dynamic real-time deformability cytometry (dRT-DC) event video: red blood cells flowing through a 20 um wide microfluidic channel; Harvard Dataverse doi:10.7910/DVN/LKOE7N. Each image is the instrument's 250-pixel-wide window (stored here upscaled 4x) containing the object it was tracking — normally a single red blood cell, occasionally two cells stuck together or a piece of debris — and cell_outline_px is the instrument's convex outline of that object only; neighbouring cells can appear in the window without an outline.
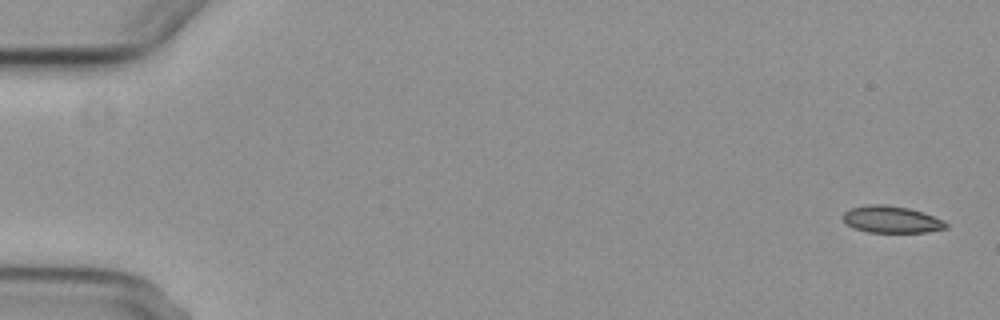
{"species": "common noctule bat (a hibernating species)", "species_latin": "Nyctalus noctula", "temperature_condition": "cold", "stored_images_in_passage": 7, "camera_frame_rate_fps": 3000, "um_per_image_px": 0.085, "animal": {"sex": "female", "body_mass_g": 29.2, "forearm_length_mm": 56.3}, "frame": {"image": 1, "passage_image": 1, "time_ms": 0.0, "image_size_px": [1000, 320], "cell_outline_px": [[948, 228], [928, 232], [868, 232], [852, 228], [844, 220], [844, 212], [852, 208], [868, 204], [888, 204], [908, 208], [924, 212], [944, 220], [948, 224]], "centroid_in_image_um": [75.82, 18.65], "position_along_channel_um": 9.2, "area_um2": 16.24}}
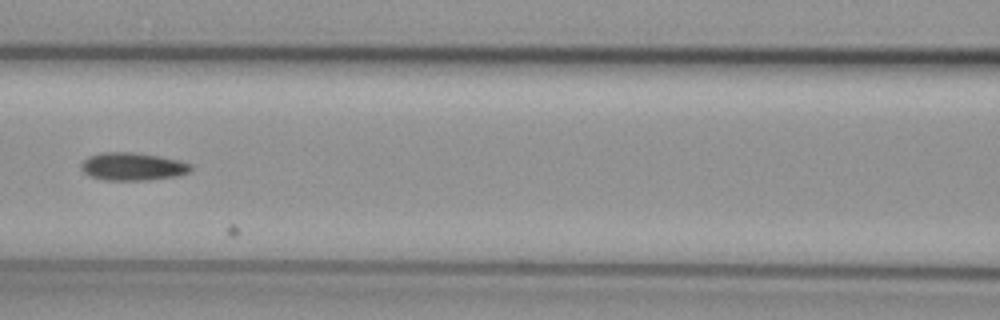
{"frame": {"image": 2, "passage_image": 6, "time_ms": 8.0, "image_size_px": [1000, 320], "cell_outline_px": [[192, 168], [188, 172], [176, 176], [148, 180], [104, 180], [88, 176], [80, 168], [80, 164], [88, 156], [100, 152], [132, 152], [160, 156], [180, 160], [192, 164]], "centroid_in_image_um": [11.25, 14.15], "position_along_channel_um": 155.4, "area_um2": 17.98}}